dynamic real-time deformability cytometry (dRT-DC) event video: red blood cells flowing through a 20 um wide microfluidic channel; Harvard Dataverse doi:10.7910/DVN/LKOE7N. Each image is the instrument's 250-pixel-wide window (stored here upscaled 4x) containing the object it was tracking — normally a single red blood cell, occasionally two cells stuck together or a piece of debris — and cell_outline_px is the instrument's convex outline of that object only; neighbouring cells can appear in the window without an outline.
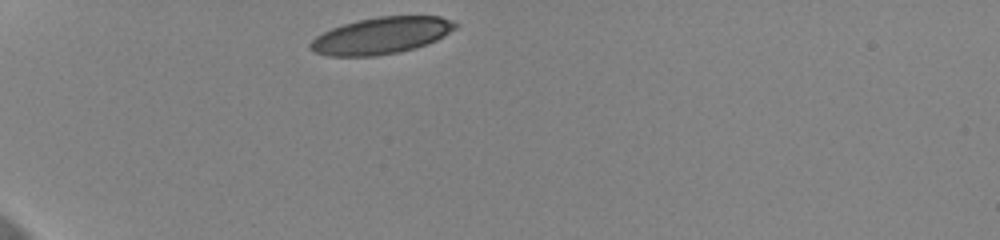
{"species": "human", "species_latin": "Homo sapiens", "temperature_condition": "cold", "stored_images_in_passage": 33, "camera_frame_rate_fps": 3000, "um_per_image_px": 0.085, "donor": {"sex": "female"}, "frame": {"image": 1, "passage_image": 1, "time_ms": 0.0, "image_size_px": [1000, 240], "cell_outline_px": [[460, 24], [456, 28], [444, 36], [436, 40], [416, 48], [400, 52], [376, 56], [328, 56], [316, 52], [308, 48], [308, 44], [316, 36], [332, 28], [344, 24], [360, 20], [380, 16], [440, 16], [452, 20]], "centroid_in_image_um": [32.43, 3.03], "position_along_channel_um": 52.6, "area_um2": 31.04}}
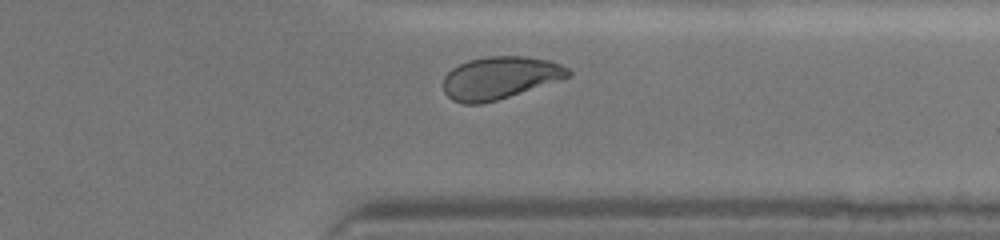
{"frame": {"image": 2, "passage_image": 30, "time_ms": 9.667, "image_size_px": [1000, 240], "cell_outline_px": [[572, 76], [560, 80], [496, 100], [480, 104], [464, 104], [452, 100], [444, 92], [444, 76], [452, 68], [468, 60], [488, 56], [524, 56], [548, 60], [560, 64], [568, 68], [572, 72]], "centroid_in_image_um": [42.49, 6.61], "position_along_channel_um": 368.9, "area_um2": 30.81}, "authors_computed_cell_mechanics": {"area_um2": 31.501, "velocity_mm_per_s": 3.6208, "shape_relaxation_time_tau1_ms": 8.1085, "shape_relaxation_time_tau2_ms": 2.0629, "deformation_change_tau1": 0.1588, "deformation_change_tau2": 0.0709}}